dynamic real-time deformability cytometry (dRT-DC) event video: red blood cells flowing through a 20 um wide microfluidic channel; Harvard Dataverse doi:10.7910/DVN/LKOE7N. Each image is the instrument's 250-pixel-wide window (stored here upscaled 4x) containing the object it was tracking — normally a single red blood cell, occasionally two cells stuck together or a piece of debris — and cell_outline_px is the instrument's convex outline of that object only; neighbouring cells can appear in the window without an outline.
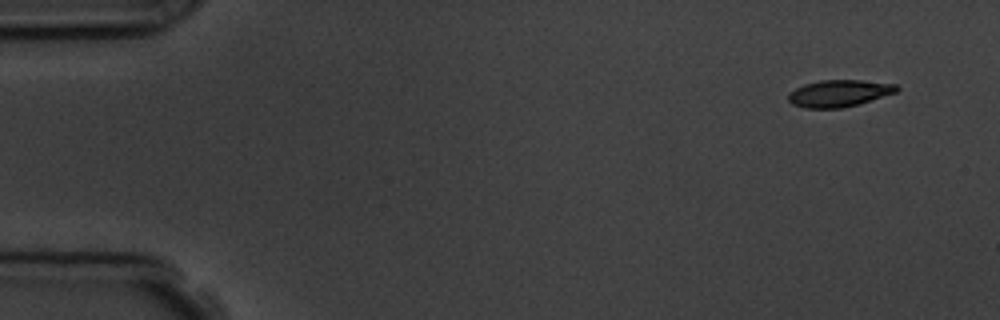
{"species": "common noctule bat (a hibernating species)", "species_latin": "Nyctalus noctula", "temperature_condition": "room temperature", "stored_images_in_passage": 5, "camera_frame_rate_fps": 3000, "um_per_image_px": 0.085, "animal": {"sex": "male", "body_mass_g": 19.5, "forearm_length_mm": 54.6}, "frame": {"image": 1, "passage_image": 1, "time_ms": 0.0, "image_size_px": [1000, 320], "cell_outline_px": [[900, 88], [896, 92], [856, 104], [840, 108], [804, 108], [792, 104], [788, 100], [788, 92], [804, 84], [820, 80], [860, 80], [896, 84]], "centroid_in_image_um": [71.27, 7.92], "position_along_channel_um": 13.7, "area_um2": 16.82}}
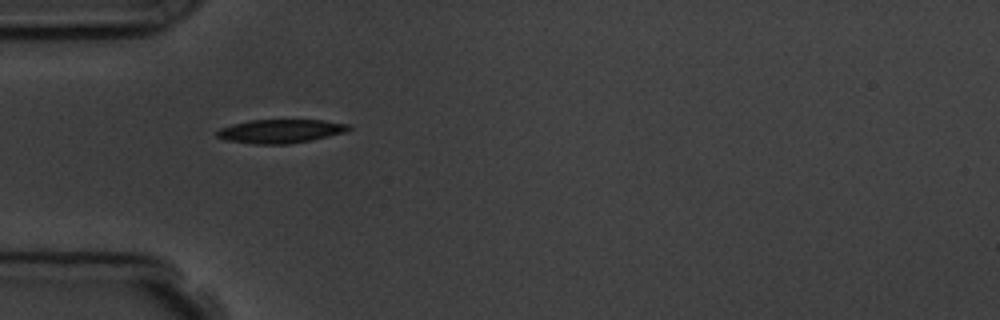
{"frame": {"image": 2, "passage_image": 4, "time_ms": 4.333, "image_size_px": [1000, 320], "cell_outline_px": [[352, 128], [344, 132], [312, 140], [288, 144], [256, 144], [228, 140], [216, 136], [216, 132], [220, 128], [232, 124], [248, 120], [324, 120], [352, 124]], "centroid_in_image_um": [23.87, 11.14], "position_along_channel_um": 61.1, "area_um2": 18.21}}